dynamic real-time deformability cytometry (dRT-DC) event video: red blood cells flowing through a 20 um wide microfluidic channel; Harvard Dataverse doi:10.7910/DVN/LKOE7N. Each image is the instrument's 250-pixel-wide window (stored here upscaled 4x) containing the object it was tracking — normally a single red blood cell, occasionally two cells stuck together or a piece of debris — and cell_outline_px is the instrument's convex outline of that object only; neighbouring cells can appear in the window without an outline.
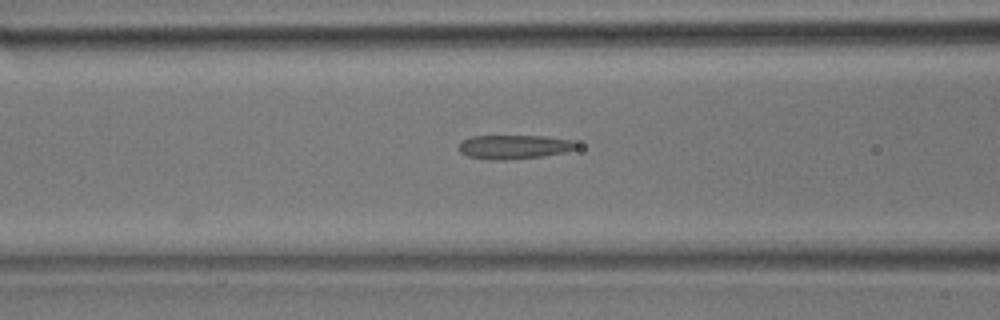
{"species": "common noctule bat (a hibernating species)", "species_latin": "Nyctalus noctula", "temperature_condition": "room temperature", "stored_images_in_passage": 13, "camera_frame_rate_fps": 3000, "um_per_image_px": 0.085, "animal": {"sex": "male", "body_mass_g": 17.9}, "frame": {"image": 1, "passage_image": 13, "time_ms": 4.0, "image_size_px": [1000, 320], "cell_outline_px": [[576, 148], [564, 152], [544, 156], [504, 160], [488, 160], [468, 156], [460, 152], [460, 144], [468, 136], [544, 136], [572, 140], [576, 144]], "centroid_in_image_um": [43.67, 12.49], "position_along_channel_um": 122.9, "area_um2": 16.36}}